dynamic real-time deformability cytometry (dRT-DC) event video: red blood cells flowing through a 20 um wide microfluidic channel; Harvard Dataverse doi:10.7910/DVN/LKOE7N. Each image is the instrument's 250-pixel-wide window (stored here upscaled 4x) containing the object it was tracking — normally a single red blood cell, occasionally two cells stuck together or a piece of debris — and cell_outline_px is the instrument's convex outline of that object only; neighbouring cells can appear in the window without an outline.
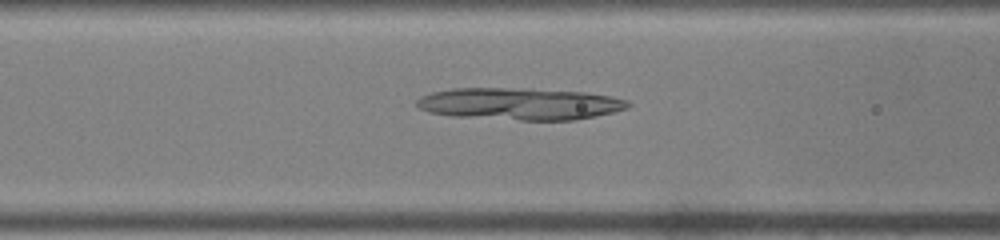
{"species": "common noctule bat (a hibernating species)", "species_latin": "Nyctalus noctula", "temperature_condition": "warm", "stored_images_in_passage": 14, "camera_frame_rate_fps": 3000, "um_per_image_px": 0.085, "animal": {"sex": "male", "body_mass_g": 19.0, "forearm_length_mm": 50.8}, "frame": {"image": 1, "passage_image": 12, "time_ms": 3.667, "image_size_px": [1000, 240], "cell_outline_px": [[632, 104], [628, 108], [596, 116], [572, 120], [520, 120], [452, 116], [428, 112], [420, 108], [416, 104], [416, 100], [420, 96], [432, 92], [452, 88], [508, 88], [584, 92], [612, 96], [628, 100]], "centroid_in_image_um": [44.17, 8.83], "position_along_channel_um": 122.4, "area_um2": 39.36}}